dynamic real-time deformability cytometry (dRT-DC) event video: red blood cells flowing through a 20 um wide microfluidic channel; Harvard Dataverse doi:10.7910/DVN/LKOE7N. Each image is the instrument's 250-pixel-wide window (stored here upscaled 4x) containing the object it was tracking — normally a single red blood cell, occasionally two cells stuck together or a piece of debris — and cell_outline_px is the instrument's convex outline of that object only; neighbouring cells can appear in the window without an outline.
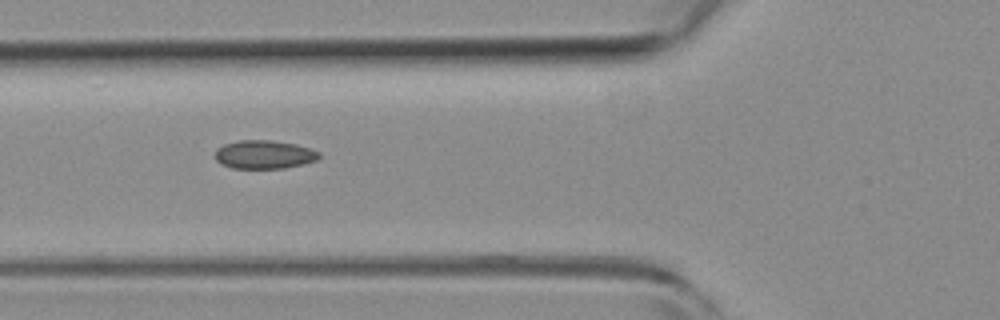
{"species": "common noctule bat (a hibernating species)", "species_latin": "Nyctalus noctula", "temperature_condition": "room temperature", "stored_images_in_passage": 8, "camera_frame_rate_fps": 3000, "um_per_image_px": 0.085, "animal": {"sex": "female", "body_mass_g": 19.3, "forearm_length_mm": 54.1}, "frame": {"image": 1, "passage_image": 6, "time_ms": 1.667, "image_size_px": [1000, 320], "cell_outline_px": [[320, 156], [316, 160], [304, 164], [284, 168], [232, 168], [220, 164], [212, 156], [216, 148], [224, 144], [240, 140], [272, 140], [296, 144], [320, 152]], "centroid_in_image_um": [22.4, 13.13], "position_along_channel_um": 103.4, "area_um2": 17.46}}
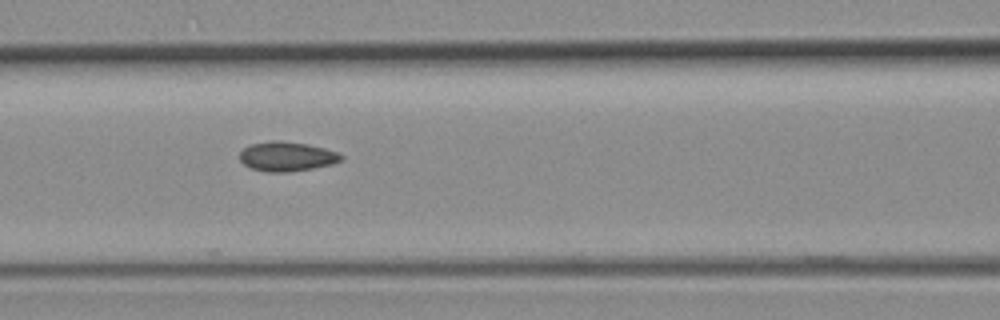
{"frame": {"image": 2, "passage_image": 7, "time_ms": 2.0, "image_size_px": [1000, 320], "cell_outline_px": [[344, 156], [340, 160], [332, 164], [312, 168], [288, 172], [268, 172], [252, 168], [244, 164], [240, 160], [240, 152], [244, 148], [252, 144], [272, 140], [276, 140], [308, 144], [324, 148], [336, 152]], "centroid_in_image_um": [24.37, 13.29], "position_along_channel_um": 142.2, "area_um2": 17.22}}
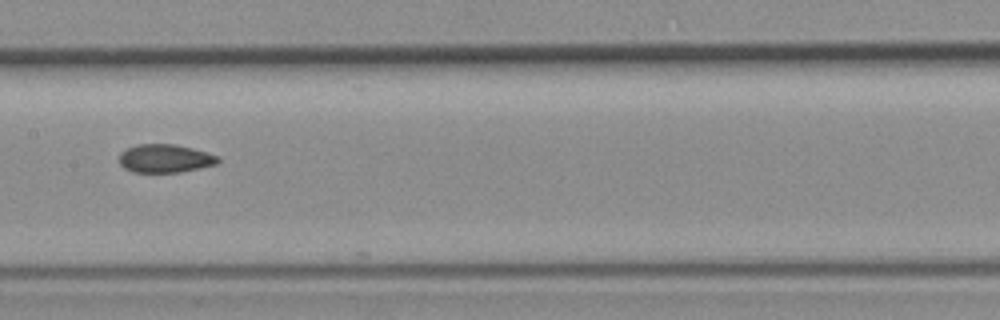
{"frame": {"image": 3, "passage_image": 8, "time_ms": 2.333, "image_size_px": [1000, 320], "cell_outline_px": [[220, 160], [216, 164], [200, 168], [180, 172], [132, 172], [124, 168], [120, 164], [120, 152], [136, 144], [176, 144], [192, 148], [220, 156]], "centroid_in_image_um": [14.04, 13.46], "position_along_channel_um": 193.4, "area_um2": 16.36}}